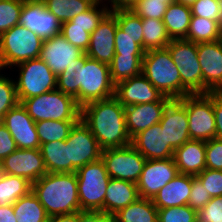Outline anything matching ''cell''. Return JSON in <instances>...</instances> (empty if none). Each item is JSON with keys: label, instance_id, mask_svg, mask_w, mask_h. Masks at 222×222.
<instances>
[{"label": "cell", "instance_id": "6da1fadb", "mask_svg": "<svg viewBox=\"0 0 222 222\" xmlns=\"http://www.w3.org/2000/svg\"><path fill=\"white\" fill-rule=\"evenodd\" d=\"M80 119L90 129L102 150L131 144L125 107L115 96L81 107Z\"/></svg>", "mask_w": 222, "mask_h": 222}, {"label": "cell", "instance_id": "7a4b0ae2", "mask_svg": "<svg viewBox=\"0 0 222 222\" xmlns=\"http://www.w3.org/2000/svg\"><path fill=\"white\" fill-rule=\"evenodd\" d=\"M32 192L49 217L82 211L76 173H49L32 183Z\"/></svg>", "mask_w": 222, "mask_h": 222}, {"label": "cell", "instance_id": "3957f363", "mask_svg": "<svg viewBox=\"0 0 222 222\" xmlns=\"http://www.w3.org/2000/svg\"><path fill=\"white\" fill-rule=\"evenodd\" d=\"M142 74L163 96L171 99L182 98L180 72L167 48L145 51Z\"/></svg>", "mask_w": 222, "mask_h": 222}, {"label": "cell", "instance_id": "277c9868", "mask_svg": "<svg viewBox=\"0 0 222 222\" xmlns=\"http://www.w3.org/2000/svg\"><path fill=\"white\" fill-rule=\"evenodd\" d=\"M21 104L35 121H79L81 107L75 98L57 89L24 99Z\"/></svg>", "mask_w": 222, "mask_h": 222}, {"label": "cell", "instance_id": "5b68a950", "mask_svg": "<svg viewBox=\"0 0 222 222\" xmlns=\"http://www.w3.org/2000/svg\"><path fill=\"white\" fill-rule=\"evenodd\" d=\"M43 39L18 24L0 35V69L40 57Z\"/></svg>", "mask_w": 222, "mask_h": 222}, {"label": "cell", "instance_id": "8992f818", "mask_svg": "<svg viewBox=\"0 0 222 222\" xmlns=\"http://www.w3.org/2000/svg\"><path fill=\"white\" fill-rule=\"evenodd\" d=\"M180 72L182 97L190 94L210 93L204 86L198 60L197 43L185 39H171L166 47Z\"/></svg>", "mask_w": 222, "mask_h": 222}, {"label": "cell", "instance_id": "52a82bcc", "mask_svg": "<svg viewBox=\"0 0 222 222\" xmlns=\"http://www.w3.org/2000/svg\"><path fill=\"white\" fill-rule=\"evenodd\" d=\"M81 210L104 212V199L110 177L100 158L86 164L76 172Z\"/></svg>", "mask_w": 222, "mask_h": 222}, {"label": "cell", "instance_id": "ba28073f", "mask_svg": "<svg viewBox=\"0 0 222 222\" xmlns=\"http://www.w3.org/2000/svg\"><path fill=\"white\" fill-rule=\"evenodd\" d=\"M178 100L186 107L190 139L208 141L216 138L213 92L190 94Z\"/></svg>", "mask_w": 222, "mask_h": 222}, {"label": "cell", "instance_id": "9c48e42d", "mask_svg": "<svg viewBox=\"0 0 222 222\" xmlns=\"http://www.w3.org/2000/svg\"><path fill=\"white\" fill-rule=\"evenodd\" d=\"M115 94L109 64L87 58L80 69L79 106L107 99Z\"/></svg>", "mask_w": 222, "mask_h": 222}, {"label": "cell", "instance_id": "30bf717a", "mask_svg": "<svg viewBox=\"0 0 222 222\" xmlns=\"http://www.w3.org/2000/svg\"><path fill=\"white\" fill-rule=\"evenodd\" d=\"M15 66L20 69L18 81H15L20 103L24 99L57 89V76L42 59H30Z\"/></svg>", "mask_w": 222, "mask_h": 222}, {"label": "cell", "instance_id": "8fae6325", "mask_svg": "<svg viewBox=\"0 0 222 222\" xmlns=\"http://www.w3.org/2000/svg\"><path fill=\"white\" fill-rule=\"evenodd\" d=\"M110 178L137 183L146 159L131 144L108 148L101 152Z\"/></svg>", "mask_w": 222, "mask_h": 222}, {"label": "cell", "instance_id": "7c38bea8", "mask_svg": "<svg viewBox=\"0 0 222 222\" xmlns=\"http://www.w3.org/2000/svg\"><path fill=\"white\" fill-rule=\"evenodd\" d=\"M179 174L174 158L146 160L136 183L139 197L153 199L158 191Z\"/></svg>", "mask_w": 222, "mask_h": 222}, {"label": "cell", "instance_id": "4fadbf2b", "mask_svg": "<svg viewBox=\"0 0 222 222\" xmlns=\"http://www.w3.org/2000/svg\"><path fill=\"white\" fill-rule=\"evenodd\" d=\"M69 146V162L78 170L101 158L102 149L90 129L80 119L65 140Z\"/></svg>", "mask_w": 222, "mask_h": 222}, {"label": "cell", "instance_id": "5bb4252c", "mask_svg": "<svg viewBox=\"0 0 222 222\" xmlns=\"http://www.w3.org/2000/svg\"><path fill=\"white\" fill-rule=\"evenodd\" d=\"M19 24L36 33L43 40L61 33V23L53 13L47 10L42 0L23 2Z\"/></svg>", "mask_w": 222, "mask_h": 222}, {"label": "cell", "instance_id": "9a60e30c", "mask_svg": "<svg viewBox=\"0 0 222 222\" xmlns=\"http://www.w3.org/2000/svg\"><path fill=\"white\" fill-rule=\"evenodd\" d=\"M2 173L26 178L33 183L47 173L40 149H16L1 162Z\"/></svg>", "mask_w": 222, "mask_h": 222}, {"label": "cell", "instance_id": "2e32d148", "mask_svg": "<svg viewBox=\"0 0 222 222\" xmlns=\"http://www.w3.org/2000/svg\"><path fill=\"white\" fill-rule=\"evenodd\" d=\"M2 123L14 138L18 149H40L36 122L20 102L4 115Z\"/></svg>", "mask_w": 222, "mask_h": 222}, {"label": "cell", "instance_id": "e0dca14e", "mask_svg": "<svg viewBox=\"0 0 222 222\" xmlns=\"http://www.w3.org/2000/svg\"><path fill=\"white\" fill-rule=\"evenodd\" d=\"M116 16L109 11L90 34V44L85 54L94 60L110 64L115 55Z\"/></svg>", "mask_w": 222, "mask_h": 222}, {"label": "cell", "instance_id": "ac0fdd59", "mask_svg": "<svg viewBox=\"0 0 222 222\" xmlns=\"http://www.w3.org/2000/svg\"><path fill=\"white\" fill-rule=\"evenodd\" d=\"M84 54V51L72 45L61 34H58L43 40L39 58L58 76L68 66L75 63V59L80 58Z\"/></svg>", "mask_w": 222, "mask_h": 222}, {"label": "cell", "instance_id": "d6986e66", "mask_svg": "<svg viewBox=\"0 0 222 222\" xmlns=\"http://www.w3.org/2000/svg\"><path fill=\"white\" fill-rule=\"evenodd\" d=\"M203 86L209 92H222V43H197Z\"/></svg>", "mask_w": 222, "mask_h": 222}, {"label": "cell", "instance_id": "ffe728a7", "mask_svg": "<svg viewBox=\"0 0 222 222\" xmlns=\"http://www.w3.org/2000/svg\"><path fill=\"white\" fill-rule=\"evenodd\" d=\"M159 123L164 129L166 143L174 150L191 140L186 107L178 99H172L165 106Z\"/></svg>", "mask_w": 222, "mask_h": 222}, {"label": "cell", "instance_id": "44dd1931", "mask_svg": "<svg viewBox=\"0 0 222 222\" xmlns=\"http://www.w3.org/2000/svg\"><path fill=\"white\" fill-rule=\"evenodd\" d=\"M114 96L124 107L158 102L163 97L142 73L117 83Z\"/></svg>", "mask_w": 222, "mask_h": 222}, {"label": "cell", "instance_id": "7402d4cb", "mask_svg": "<svg viewBox=\"0 0 222 222\" xmlns=\"http://www.w3.org/2000/svg\"><path fill=\"white\" fill-rule=\"evenodd\" d=\"M131 145L140 152L146 160L172 158L174 149L166 143L164 129L160 123L137 133L131 138Z\"/></svg>", "mask_w": 222, "mask_h": 222}, {"label": "cell", "instance_id": "603a6c76", "mask_svg": "<svg viewBox=\"0 0 222 222\" xmlns=\"http://www.w3.org/2000/svg\"><path fill=\"white\" fill-rule=\"evenodd\" d=\"M171 100V98L163 96L158 102L126 106V127L130 138L153 124L159 123L165 106Z\"/></svg>", "mask_w": 222, "mask_h": 222}, {"label": "cell", "instance_id": "cb8c5ba5", "mask_svg": "<svg viewBox=\"0 0 222 222\" xmlns=\"http://www.w3.org/2000/svg\"><path fill=\"white\" fill-rule=\"evenodd\" d=\"M206 141L190 140L174 150L179 173L196 176L206 169Z\"/></svg>", "mask_w": 222, "mask_h": 222}, {"label": "cell", "instance_id": "d4e9b609", "mask_svg": "<svg viewBox=\"0 0 222 222\" xmlns=\"http://www.w3.org/2000/svg\"><path fill=\"white\" fill-rule=\"evenodd\" d=\"M192 175L179 173L161 188L152 199L157 209L188 205L192 187Z\"/></svg>", "mask_w": 222, "mask_h": 222}, {"label": "cell", "instance_id": "484cf974", "mask_svg": "<svg viewBox=\"0 0 222 222\" xmlns=\"http://www.w3.org/2000/svg\"><path fill=\"white\" fill-rule=\"evenodd\" d=\"M139 198L136 183L110 178L104 199V212L116 214Z\"/></svg>", "mask_w": 222, "mask_h": 222}, {"label": "cell", "instance_id": "4316f807", "mask_svg": "<svg viewBox=\"0 0 222 222\" xmlns=\"http://www.w3.org/2000/svg\"><path fill=\"white\" fill-rule=\"evenodd\" d=\"M40 150L49 173H76L69 162V146L65 140L41 144Z\"/></svg>", "mask_w": 222, "mask_h": 222}, {"label": "cell", "instance_id": "83f0119b", "mask_svg": "<svg viewBox=\"0 0 222 222\" xmlns=\"http://www.w3.org/2000/svg\"><path fill=\"white\" fill-rule=\"evenodd\" d=\"M191 17L192 13L189 6L175 1L169 4L163 17V23L169 37L171 39H184L188 33Z\"/></svg>", "mask_w": 222, "mask_h": 222}, {"label": "cell", "instance_id": "f1b7e54d", "mask_svg": "<svg viewBox=\"0 0 222 222\" xmlns=\"http://www.w3.org/2000/svg\"><path fill=\"white\" fill-rule=\"evenodd\" d=\"M114 216L115 222H158V209L152 199L139 197Z\"/></svg>", "mask_w": 222, "mask_h": 222}, {"label": "cell", "instance_id": "f546056e", "mask_svg": "<svg viewBox=\"0 0 222 222\" xmlns=\"http://www.w3.org/2000/svg\"><path fill=\"white\" fill-rule=\"evenodd\" d=\"M17 222H45L49 216L37 196L30 191L13 204Z\"/></svg>", "mask_w": 222, "mask_h": 222}, {"label": "cell", "instance_id": "4dcf8cb0", "mask_svg": "<svg viewBox=\"0 0 222 222\" xmlns=\"http://www.w3.org/2000/svg\"><path fill=\"white\" fill-rule=\"evenodd\" d=\"M144 55L115 54L109 64L112 82L117 83L142 73V59Z\"/></svg>", "mask_w": 222, "mask_h": 222}, {"label": "cell", "instance_id": "1f68e13d", "mask_svg": "<svg viewBox=\"0 0 222 222\" xmlns=\"http://www.w3.org/2000/svg\"><path fill=\"white\" fill-rule=\"evenodd\" d=\"M221 25L214 20L192 16L185 40L194 43H206L220 40Z\"/></svg>", "mask_w": 222, "mask_h": 222}, {"label": "cell", "instance_id": "d6a6232c", "mask_svg": "<svg viewBox=\"0 0 222 222\" xmlns=\"http://www.w3.org/2000/svg\"><path fill=\"white\" fill-rule=\"evenodd\" d=\"M30 191H32V183L26 178L5 173L0 176V206L13 205Z\"/></svg>", "mask_w": 222, "mask_h": 222}, {"label": "cell", "instance_id": "836d02e7", "mask_svg": "<svg viewBox=\"0 0 222 222\" xmlns=\"http://www.w3.org/2000/svg\"><path fill=\"white\" fill-rule=\"evenodd\" d=\"M48 11L53 13L60 23L73 19L76 15L89 10L96 0H42Z\"/></svg>", "mask_w": 222, "mask_h": 222}, {"label": "cell", "instance_id": "e575fe53", "mask_svg": "<svg viewBox=\"0 0 222 222\" xmlns=\"http://www.w3.org/2000/svg\"><path fill=\"white\" fill-rule=\"evenodd\" d=\"M143 25V49L145 51L152 49L166 48L171 38L168 35L163 20L154 18L142 19Z\"/></svg>", "mask_w": 222, "mask_h": 222}, {"label": "cell", "instance_id": "d590c367", "mask_svg": "<svg viewBox=\"0 0 222 222\" xmlns=\"http://www.w3.org/2000/svg\"><path fill=\"white\" fill-rule=\"evenodd\" d=\"M87 58L88 56L84 54L80 58L75 59V63H72L60 75L57 76V90L75 98L78 105L80 90V69L82 66H84L85 60Z\"/></svg>", "mask_w": 222, "mask_h": 222}, {"label": "cell", "instance_id": "8d00e7d4", "mask_svg": "<svg viewBox=\"0 0 222 222\" xmlns=\"http://www.w3.org/2000/svg\"><path fill=\"white\" fill-rule=\"evenodd\" d=\"M78 121L43 120L36 122L40 145L54 141L66 140L74 124Z\"/></svg>", "mask_w": 222, "mask_h": 222}, {"label": "cell", "instance_id": "74e56055", "mask_svg": "<svg viewBox=\"0 0 222 222\" xmlns=\"http://www.w3.org/2000/svg\"><path fill=\"white\" fill-rule=\"evenodd\" d=\"M116 16L118 27L130 37H139V45L143 48L142 18L132 10L111 11Z\"/></svg>", "mask_w": 222, "mask_h": 222}, {"label": "cell", "instance_id": "f35d334b", "mask_svg": "<svg viewBox=\"0 0 222 222\" xmlns=\"http://www.w3.org/2000/svg\"><path fill=\"white\" fill-rule=\"evenodd\" d=\"M101 4L97 1L89 10L84 13L76 15L73 19L61 23V26H80L86 28V32L92 33L98 26L103 17L110 11L106 5L101 10H97L98 5ZM106 7V8H105Z\"/></svg>", "mask_w": 222, "mask_h": 222}, {"label": "cell", "instance_id": "ab89813d", "mask_svg": "<svg viewBox=\"0 0 222 222\" xmlns=\"http://www.w3.org/2000/svg\"><path fill=\"white\" fill-rule=\"evenodd\" d=\"M25 0H0V35L19 24Z\"/></svg>", "mask_w": 222, "mask_h": 222}, {"label": "cell", "instance_id": "60d3db41", "mask_svg": "<svg viewBox=\"0 0 222 222\" xmlns=\"http://www.w3.org/2000/svg\"><path fill=\"white\" fill-rule=\"evenodd\" d=\"M174 0H140L131 10L142 19L163 20L164 14Z\"/></svg>", "mask_w": 222, "mask_h": 222}, {"label": "cell", "instance_id": "b9f144b4", "mask_svg": "<svg viewBox=\"0 0 222 222\" xmlns=\"http://www.w3.org/2000/svg\"><path fill=\"white\" fill-rule=\"evenodd\" d=\"M197 211L189 205L158 209V222H197Z\"/></svg>", "mask_w": 222, "mask_h": 222}, {"label": "cell", "instance_id": "7bdbcfd3", "mask_svg": "<svg viewBox=\"0 0 222 222\" xmlns=\"http://www.w3.org/2000/svg\"><path fill=\"white\" fill-rule=\"evenodd\" d=\"M190 9L192 16L214 20L221 25L222 0H196Z\"/></svg>", "mask_w": 222, "mask_h": 222}, {"label": "cell", "instance_id": "ee69618b", "mask_svg": "<svg viewBox=\"0 0 222 222\" xmlns=\"http://www.w3.org/2000/svg\"><path fill=\"white\" fill-rule=\"evenodd\" d=\"M8 77L0 75V117L3 119L4 115L18 103L17 90L15 81Z\"/></svg>", "mask_w": 222, "mask_h": 222}, {"label": "cell", "instance_id": "f6af8a7d", "mask_svg": "<svg viewBox=\"0 0 222 222\" xmlns=\"http://www.w3.org/2000/svg\"><path fill=\"white\" fill-rule=\"evenodd\" d=\"M115 54L145 55V50L139 45V37H130L117 26L115 32Z\"/></svg>", "mask_w": 222, "mask_h": 222}, {"label": "cell", "instance_id": "bcb514c9", "mask_svg": "<svg viewBox=\"0 0 222 222\" xmlns=\"http://www.w3.org/2000/svg\"><path fill=\"white\" fill-rule=\"evenodd\" d=\"M196 177L211 197L222 196V170L204 169Z\"/></svg>", "mask_w": 222, "mask_h": 222}, {"label": "cell", "instance_id": "7dc6e473", "mask_svg": "<svg viewBox=\"0 0 222 222\" xmlns=\"http://www.w3.org/2000/svg\"><path fill=\"white\" fill-rule=\"evenodd\" d=\"M68 42L86 52L90 44V33L80 26H61L60 33Z\"/></svg>", "mask_w": 222, "mask_h": 222}, {"label": "cell", "instance_id": "c3c4849f", "mask_svg": "<svg viewBox=\"0 0 222 222\" xmlns=\"http://www.w3.org/2000/svg\"><path fill=\"white\" fill-rule=\"evenodd\" d=\"M197 216L198 222H222V196L212 197Z\"/></svg>", "mask_w": 222, "mask_h": 222}, {"label": "cell", "instance_id": "681fc988", "mask_svg": "<svg viewBox=\"0 0 222 222\" xmlns=\"http://www.w3.org/2000/svg\"><path fill=\"white\" fill-rule=\"evenodd\" d=\"M206 168L222 170V140L213 138L206 141Z\"/></svg>", "mask_w": 222, "mask_h": 222}, {"label": "cell", "instance_id": "f907efd6", "mask_svg": "<svg viewBox=\"0 0 222 222\" xmlns=\"http://www.w3.org/2000/svg\"><path fill=\"white\" fill-rule=\"evenodd\" d=\"M211 198L212 197L206 191L201 181L196 176H193L188 205L198 212L211 200Z\"/></svg>", "mask_w": 222, "mask_h": 222}, {"label": "cell", "instance_id": "816d5d0a", "mask_svg": "<svg viewBox=\"0 0 222 222\" xmlns=\"http://www.w3.org/2000/svg\"><path fill=\"white\" fill-rule=\"evenodd\" d=\"M17 149L14 138L6 128V126L0 124V162L13 153Z\"/></svg>", "mask_w": 222, "mask_h": 222}, {"label": "cell", "instance_id": "f5cc1de1", "mask_svg": "<svg viewBox=\"0 0 222 222\" xmlns=\"http://www.w3.org/2000/svg\"><path fill=\"white\" fill-rule=\"evenodd\" d=\"M79 222H115V216L102 211H79Z\"/></svg>", "mask_w": 222, "mask_h": 222}, {"label": "cell", "instance_id": "db71d44e", "mask_svg": "<svg viewBox=\"0 0 222 222\" xmlns=\"http://www.w3.org/2000/svg\"><path fill=\"white\" fill-rule=\"evenodd\" d=\"M213 112L216 125V138L222 140V92H213Z\"/></svg>", "mask_w": 222, "mask_h": 222}, {"label": "cell", "instance_id": "11a10c76", "mask_svg": "<svg viewBox=\"0 0 222 222\" xmlns=\"http://www.w3.org/2000/svg\"><path fill=\"white\" fill-rule=\"evenodd\" d=\"M140 0H109L112 5L110 11L131 10Z\"/></svg>", "mask_w": 222, "mask_h": 222}, {"label": "cell", "instance_id": "9f6ffc18", "mask_svg": "<svg viewBox=\"0 0 222 222\" xmlns=\"http://www.w3.org/2000/svg\"><path fill=\"white\" fill-rule=\"evenodd\" d=\"M0 222H17V217L13 211V205L0 206Z\"/></svg>", "mask_w": 222, "mask_h": 222}, {"label": "cell", "instance_id": "6f0895ef", "mask_svg": "<svg viewBox=\"0 0 222 222\" xmlns=\"http://www.w3.org/2000/svg\"><path fill=\"white\" fill-rule=\"evenodd\" d=\"M50 222H79V212L49 217Z\"/></svg>", "mask_w": 222, "mask_h": 222}, {"label": "cell", "instance_id": "680465c9", "mask_svg": "<svg viewBox=\"0 0 222 222\" xmlns=\"http://www.w3.org/2000/svg\"><path fill=\"white\" fill-rule=\"evenodd\" d=\"M174 1L190 7L196 0H174Z\"/></svg>", "mask_w": 222, "mask_h": 222}, {"label": "cell", "instance_id": "91938a15", "mask_svg": "<svg viewBox=\"0 0 222 222\" xmlns=\"http://www.w3.org/2000/svg\"><path fill=\"white\" fill-rule=\"evenodd\" d=\"M2 175V169H1V164H0V176Z\"/></svg>", "mask_w": 222, "mask_h": 222}]
</instances>
